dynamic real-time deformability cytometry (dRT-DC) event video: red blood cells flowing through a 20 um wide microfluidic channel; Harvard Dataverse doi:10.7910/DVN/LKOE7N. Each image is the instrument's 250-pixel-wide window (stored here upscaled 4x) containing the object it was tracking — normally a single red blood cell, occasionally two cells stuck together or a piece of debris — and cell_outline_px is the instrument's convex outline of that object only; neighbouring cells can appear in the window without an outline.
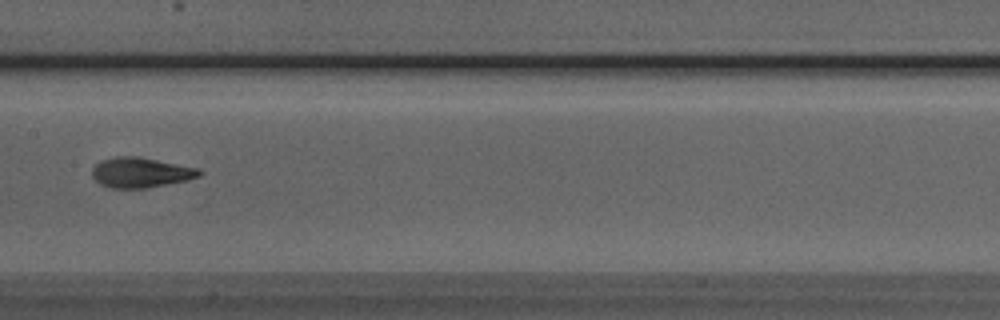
{"species": "Egyptian fruit bat (a non-hibernating species)", "species_latin": "Rousettus aegyptiacus", "temperature_condition": "room temperature", "stored_images_in_passage": 6, "camera_frame_rate_fps": 3000, "um_per_image_px": 0.085, "animal": {"sex": "male"}, "frame": {"image": 1, "passage_image": 6, "time_ms": 1.667, "image_size_px": [1000, 320], "cell_outline_px": [[204, 172], [200, 176], [188, 180], [144, 188], [112, 188], [100, 184], [92, 176], [92, 168], [96, 164], [104, 160], [116, 156], [140, 156], [200, 168]], "centroid_in_image_um": [12.0, 14.65], "position_along_channel_um": 195.4, "area_um2": 18.9}}